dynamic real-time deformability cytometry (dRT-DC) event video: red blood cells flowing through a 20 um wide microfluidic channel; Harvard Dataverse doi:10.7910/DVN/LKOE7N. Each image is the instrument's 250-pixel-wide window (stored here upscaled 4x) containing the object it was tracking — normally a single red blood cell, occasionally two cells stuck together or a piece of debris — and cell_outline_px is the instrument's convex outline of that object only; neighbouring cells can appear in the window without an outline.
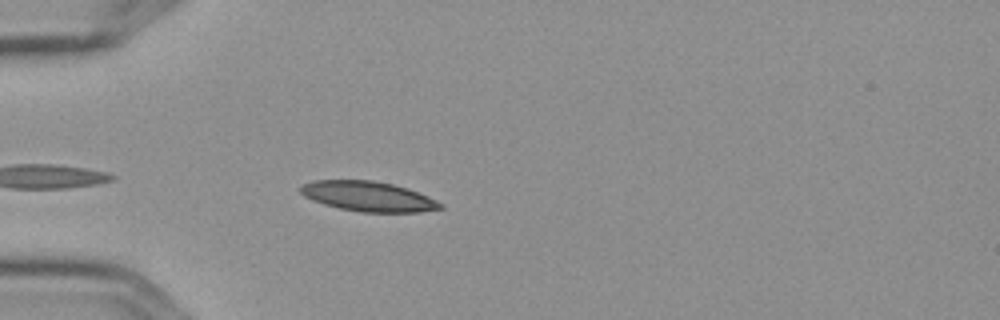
{"species": "Egyptian fruit bat (a non-hibernating species)", "species_latin": "Rousettus aegyptiacus", "temperature_condition": "cold", "stored_images_in_passage": 5, "camera_frame_rate_fps": 3000, "um_per_image_px": 0.085, "frame": {"image": 1, "passage_image": 4, "time_ms": 1.0, "image_size_px": [1000, 320], "cell_outline_px": [[444, 208], [420, 212], [360, 212], [340, 208], [324, 204], [312, 200], [304, 196], [300, 192], [300, 184], [312, 180], [372, 180], [392, 184], [408, 188], [428, 196], [444, 204]], "centroid_in_image_um": [31.29, 16.69], "position_along_channel_um": 53.7, "area_um2": 24.57}}